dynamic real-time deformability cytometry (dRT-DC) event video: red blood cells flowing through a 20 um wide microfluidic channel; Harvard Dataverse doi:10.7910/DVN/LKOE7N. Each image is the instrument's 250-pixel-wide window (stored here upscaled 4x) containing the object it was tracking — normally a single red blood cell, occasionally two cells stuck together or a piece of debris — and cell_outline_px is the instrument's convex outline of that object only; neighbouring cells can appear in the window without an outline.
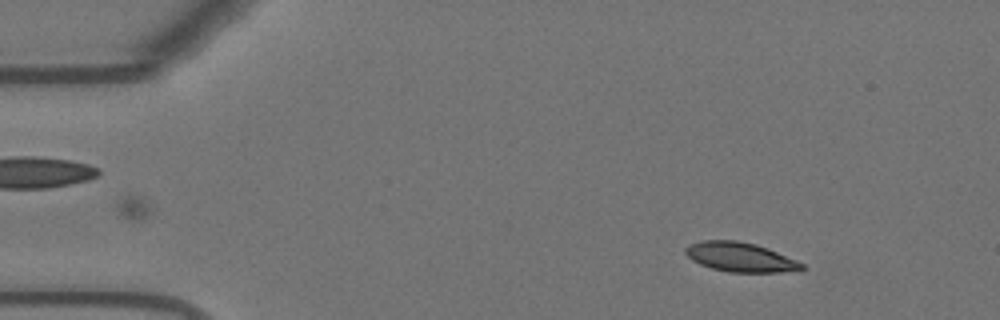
{"species": "Egyptian fruit bat (a non-hibernating species)", "species_latin": "Rousettus aegyptiacus", "temperature_condition": "warm", "stored_images_in_passage": 52, "camera_frame_rate_fps": 3000, "um_per_image_px": 0.085, "animal": {"sex": "female"}, "frame": {"image": 1, "passage_image": 8, "time_ms": 2.333, "image_size_px": [1000, 320], "cell_outline_px": [[804, 268], [780, 272], [728, 272], [712, 268], [700, 264], [692, 260], [684, 252], [684, 248], [692, 244], [704, 240], [736, 240], [756, 244], [768, 248], [796, 260], [804, 264]], "centroid_in_image_um": [62.9, 21.85], "position_along_channel_um": 22.1, "area_um2": 19.71}}
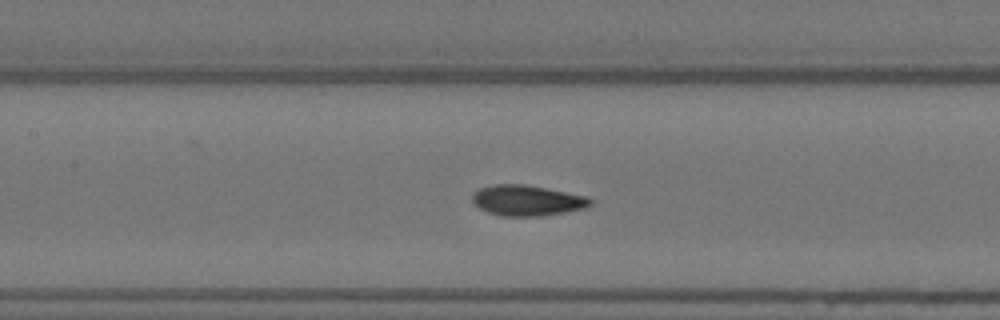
{"frame": {"image": 2, "passage_image": 26, "time_ms": 8.333, "image_size_px": [1000, 320], "cell_outline_px": [[592, 204], [584, 208], [544, 216], [500, 216], [488, 212], [480, 208], [472, 200], [472, 192], [480, 188], [496, 184], [524, 184], [588, 196], [592, 200]], "centroid_in_image_um": [44.8, 17.04], "position_along_channel_um": 162.6, "area_um2": 21.04}}
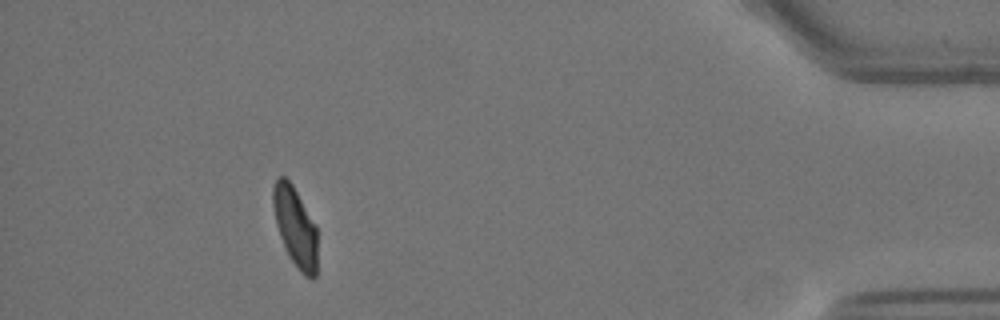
{"frame": {"image": 3, "passage_image": 51, "time_ms": 16.667, "image_size_px": [1000, 320], "cell_outline_px": [[316, 276], [312, 280], [304, 276], [300, 272], [288, 256], [280, 236], [276, 224], [272, 204], [272, 188], [276, 176], [284, 176], [292, 184], [316, 224]], "centroid_in_image_um": [25.08, 19.27], "position_along_channel_um": 410.1, "area_um2": 20.75}}